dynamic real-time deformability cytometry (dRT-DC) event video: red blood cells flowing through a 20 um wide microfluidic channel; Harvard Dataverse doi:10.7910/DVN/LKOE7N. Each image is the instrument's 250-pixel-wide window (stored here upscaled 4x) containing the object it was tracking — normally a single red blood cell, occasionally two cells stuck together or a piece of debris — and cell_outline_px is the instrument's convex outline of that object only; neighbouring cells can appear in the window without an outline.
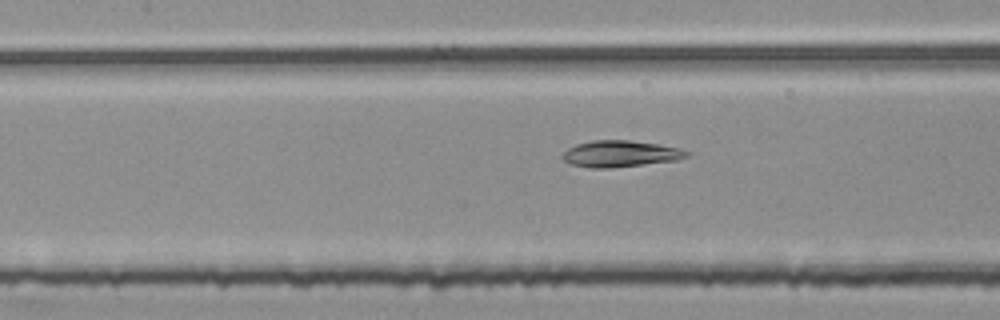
{"species": "common noctule bat (a hibernating species)", "species_latin": "Nyctalus noctula", "temperature_condition": "room temperature", "stored_images_in_passage": 54, "segment_of_instrument_passage": [2, 2], "camera_frame_rate_fps": 3000, "um_per_image_px": 0.085, "animal": {"sex": "female", "body_mass_g": 25.1}, "frame": {"image": 1, "passage_image": 24, "time_ms": 7.667, "image_size_px": [1000, 320], "cell_outline_px": [[692, 156], [676, 160], [608, 168], [592, 168], [572, 164], [564, 160], [560, 156], [568, 148], [576, 144], [592, 140], [628, 140], [660, 144], [680, 148], [692, 152]], "centroid_in_image_um": [52.77, 13.06], "position_along_channel_um": 154.6, "area_um2": 19.19}}
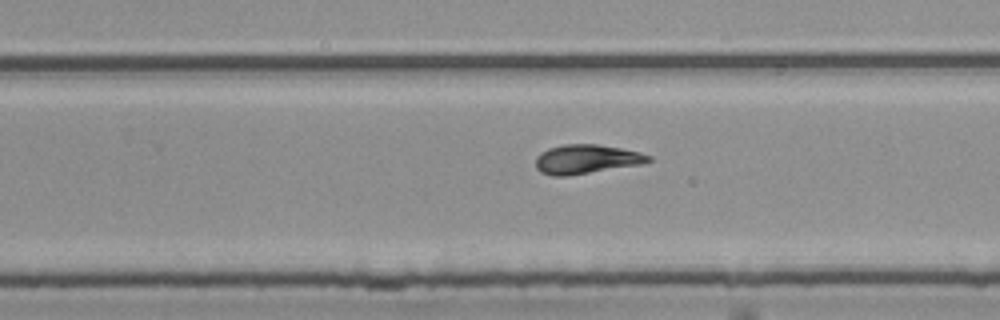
{"frame": {"image": 2, "passage_image": 34, "time_ms": 11.0, "image_size_px": [1000, 320], "cell_outline_px": [[652, 160], [640, 164], [568, 176], [552, 176], [540, 172], [536, 168], [536, 156], [540, 152], [548, 148], [564, 144], [596, 144], [620, 148], [640, 152], [652, 156]], "centroid_in_image_um": [49.81, 13.53], "position_along_channel_um": 280.0, "area_um2": 19.19}}
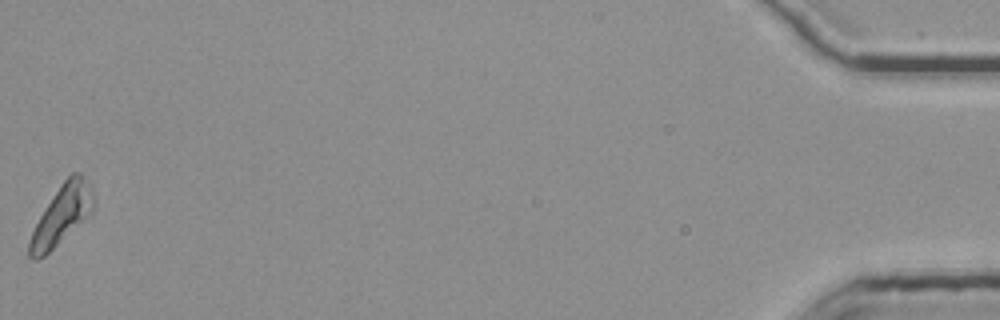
{"frame": {"image": 3, "passage_image": 54, "time_ms": 17.667, "image_size_px": [1000, 320], "cell_outline_px": [[92, 212], [44, 256], [36, 260], [32, 260], [28, 256], [28, 240], [44, 208], [60, 184], [72, 172], [80, 172], [92, 192]], "centroid_in_image_um": [5.18, 18.29], "position_along_channel_um": 430.0, "area_um2": 21.33}}